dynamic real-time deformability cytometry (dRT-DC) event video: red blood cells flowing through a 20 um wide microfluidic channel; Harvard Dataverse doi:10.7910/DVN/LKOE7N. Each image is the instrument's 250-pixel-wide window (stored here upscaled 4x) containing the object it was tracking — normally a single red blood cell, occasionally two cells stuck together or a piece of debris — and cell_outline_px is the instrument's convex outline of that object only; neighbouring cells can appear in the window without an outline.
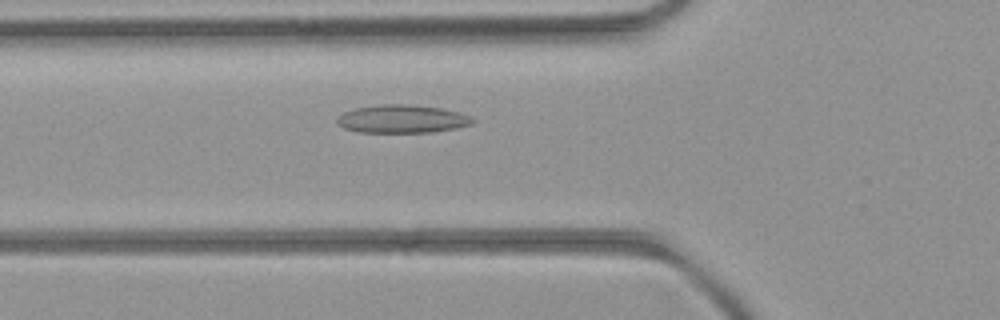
{"species": "common noctule bat (a hibernating species)", "species_latin": "Nyctalus noctula", "temperature_condition": "room temperature", "stored_images_in_passage": 50, "camera_frame_rate_fps": 3000, "um_per_image_px": 0.085, "animal": {"sex": "female", "body_mass_g": 21.9}, "frame": {"image": 1, "passage_image": 16, "time_ms": 5.0, "image_size_px": [1000, 320], "cell_outline_px": [[476, 120], [472, 124], [432, 132], [360, 132], [344, 128], [336, 124], [336, 116], [352, 108], [380, 104], [408, 104], [440, 108], [460, 112], [472, 116]], "centroid_in_image_um": [34.14, 10.1], "position_along_channel_um": 91.7, "area_um2": 22.37}}
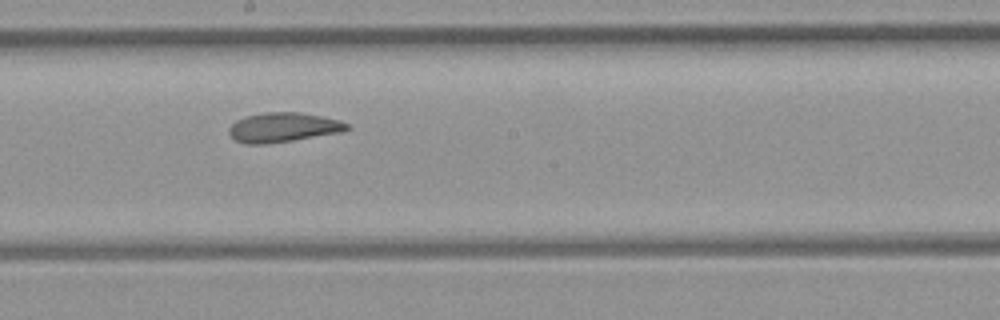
{"frame": {"image": 2, "passage_image": 26, "time_ms": 8.333, "image_size_px": [1000, 320], "cell_outline_px": [[352, 128], [340, 132], [292, 140], [264, 144], [244, 144], [236, 140], [228, 132], [228, 128], [236, 120], [244, 116], [264, 112], [300, 112], [340, 120], [348, 124]], "centroid_in_image_um": [24.04, 10.82], "position_along_channel_um": 224.2, "area_um2": 20.23}}
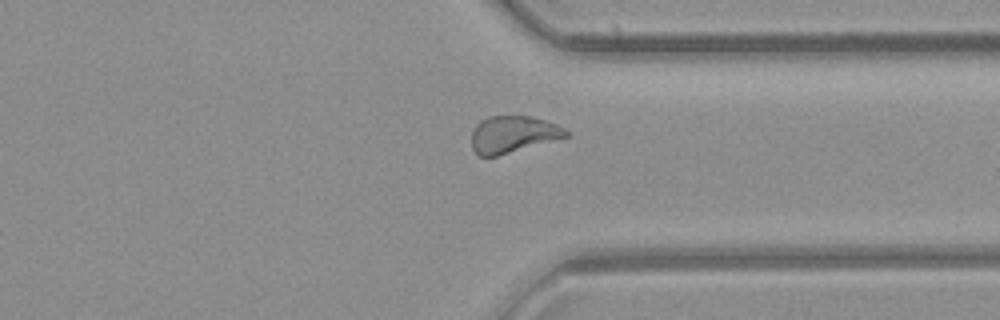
{"frame": {"image": 3, "passage_image": 37, "time_ms": 12.0, "image_size_px": [1000, 320], "cell_outline_px": [[572, 136], [496, 156], [480, 156], [472, 148], [472, 132], [476, 124], [480, 120], [488, 116], [532, 116], [556, 124], [572, 132]], "centroid_in_image_um": [43.65, 11.41], "position_along_channel_um": 367.7, "area_um2": 20.46}, "authors_computed_cell_mechanics": {"area_um2": 20.9814, "velocity_mm_per_s": 3.9544, "shape_relaxation_time_tau1_ms": null, "shape_relaxation_time_tau2_ms": 2.3817, "deformation_change_tau1": null, "deformation_change_tau2": 0.0907}}